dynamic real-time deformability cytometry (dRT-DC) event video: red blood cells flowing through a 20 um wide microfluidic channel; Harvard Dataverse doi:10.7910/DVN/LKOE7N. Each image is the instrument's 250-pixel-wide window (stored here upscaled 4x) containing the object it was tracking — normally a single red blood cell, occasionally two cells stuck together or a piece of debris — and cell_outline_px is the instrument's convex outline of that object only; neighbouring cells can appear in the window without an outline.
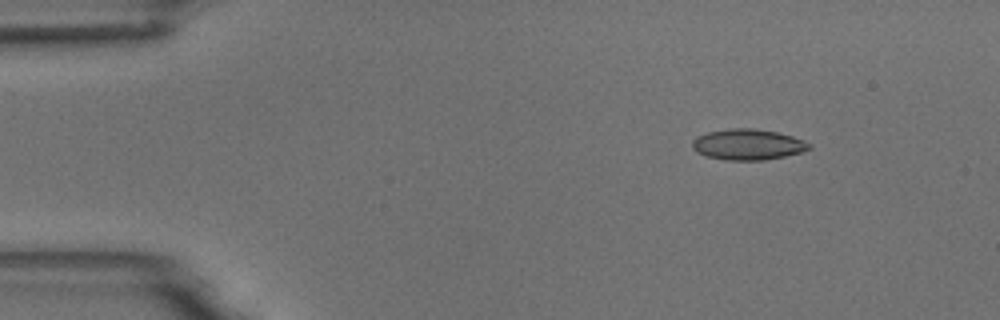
{"species": "common noctule bat (a hibernating species)", "species_latin": "Nyctalus noctula", "temperature_condition": "room temperature", "stored_images_in_passage": 4, "camera_frame_rate_fps": 3000, "um_per_image_px": 0.085, "animal": {"sex": "male", "body_mass_g": 18.8}, "frame": {"image": 1, "passage_image": 1, "time_ms": 0.0, "image_size_px": [1000, 320], "cell_outline_px": [[812, 148], [800, 152], [784, 156], [764, 160], [728, 160], [704, 156], [696, 152], [692, 148], [692, 140], [696, 136], [708, 132], [728, 128], [756, 128], [776, 132], [792, 136], [804, 140], [812, 144]], "centroid_in_image_um": [63.54, 12.27], "position_along_channel_um": 21.5, "area_um2": 21.15}}